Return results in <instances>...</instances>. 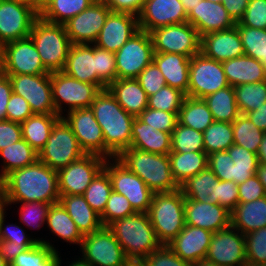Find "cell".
<instances>
[{"mask_svg":"<svg viewBox=\"0 0 266 266\" xmlns=\"http://www.w3.org/2000/svg\"><path fill=\"white\" fill-rule=\"evenodd\" d=\"M126 266H148L144 259H130Z\"/></svg>","mask_w":266,"mask_h":266,"instance_id":"09005b40","label":"cell"},{"mask_svg":"<svg viewBox=\"0 0 266 266\" xmlns=\"http://www.w3.org/2000/svg\"><path fill=\"white\" fill-rule=\"evenodd\" d=\"M2 46L0 45V74L2 73Z\"/></svg>","mask_w":266,"mask_h":266,"instance_id":"5803f987","label":"cell"},{"mask_svg":"<svg viewBox=\"0 0 266 266\" xmlns=\"http://www.w3.org/2000/svg\"><path fill=\"white\" fill-rule=\"evenodd\" d=\"M95 0H53L39 16L50 23L65 24L88 8Z\"/></svg>","mask_w":266,"mask_h":266,"instance_id":"b9f144b4","label":"cell"},{"mask_svg":"<svg viewBox=\"0 0 266 266\" xmlns=\"http://www.w3.org/2000/svg\"><path fill=\"white\" fill-rule=\"evenodd\" d=\"M241 114L253 111L266 102V80L233 87Z\"/></svg>","mask_w":266,"mask_h":266,"instance_id":"7dc6e473","label":"cell"},{"mask_svg":"<svg viewBox=\"0 0 266 266\" xmlns=\"http://www.w3.org/2000/svg\"><path fill=\"white\" fill-rule=\"evenodd\" d=\"M92 45L72 44L62 71L72 78L95 84L103 90L107 85L96 74L95 45Z\"/></svg>","mask_w":266,"mask_h":266,"instance_id":"4316f807","label":"cell"},{"mask_svg":"<svg viewBox=\"0 0 266 266\" xmlns=\"http://www.w3.org/2000/svg\"><path fill=\"white\" fill-rule=\"evenodd\" d=\"M150 36L154 52L176 53L189 58L201 52V36L189 22L156 28Z\"/></svg>","mask_w":266,"mask_h":266,"instance_id":"30bf717a","label":"cell"},{"mask_svg":"<svg viewBox=\"0 0 266 266\" xmlns=\"http://www.w3.org/2000/svg\"><path fill=\"white\" fill-rule=\"evenodd\" d=\"M186 94L181 90L165 85L148 97V108L167 112H179Z\"/></svg>","mask_w":266,"mask_h":266,"instance_id":"f907efd6","label":"cell"},{"mask_svg":"<svg viewBox=\"0 0 266 266\" xmlns=\"http://www.w3.org/2000/svg\"><path fill=\"white\" fill-rule=\"evenodd\" d=\"M29 36L45 69L49 73L62 71L72 46L64 25L47 22L39 16L34 21Z\"/></svg>","mask_w":266,"mask_h":266,"instance_id":"8992f818","label":"cell"},{"mask_svg":"<svg viewBox=\"0 0 266 266\" xmlns=\"http://www.w3.org/2000/svg\"><path fill=\"white\" fill-rule=\"evenodd\" d=\"M214 122L213 116L204 99L186 96L178 112V123L199 132Z\"/></svg>","mask_w":266,"mask_h":266,"instance_id":"d590c367","label":"cell"},{"mask_svg":"<svg viewBox=\"0 0 266 266\" xmlns=\"http://www.w3.org/2000/svg\"><path fill=\"white\" fill-rule=\"evenodd\" d=\"M59 202L83 236L92 234L103 226L100 215L91 208L83 195H60Z\"/></svg>","mask_w":266,"mask_h":266,"instance_id":"d6a6232c","label":"cell"},{"mask_svg":"<svg viewBox=\"0 0 266 266\" xmlns=\"http://www.w3.org/2000/svg\"><path fill=\"white\" fill-rule=\"evenodd\" d=\"M247 265L266 263V226L245 235Z\"/></svg>","mask_w":266,"mask_h":266,"instance_id":"f5cc1de1","label":"cell"},{"mask_svg":"<svg viewBox=\"0 0 266 266\" xmlns=\"http://www.w3.org/2000/svg\"><path fill=\"white\" fill-rule=\"evenodd\" d=\"M110 12V8L102 0H95L63 24L72 44H93Z\"/></svg>","mask_w":266,"mask_h":266,"instance_id":"d6986e66","label":"cell"},{"mask_svg":"<svg viewBox=\"0 0 266 266\" xmlns=\"http://www.w3.org/2000/svg\"><path fill=\"white\" fill-rule=\"evenodd\" d=\"M0 184L8 204L18 202H59L58 173L37 160L34 164L9 173Z\"/></svg>","mask_w":266,"mask_h":266,"instance_id":"6da1fadb","label":"cell"},{"mask_svg":"<svg viewBox=\"0 0 266 266\" xmlns=\"http://www.w3.org/2000/svg\"><path fill=\"white\" fill-rule=\"evenodd\" d=\"M2 73L5 75L50 74L30 36L2 45Z\"/></svg>","mask_w":266,"mask_h":266,"instance_id":"9a60e30c","label":"cell"},{"mask_svg":"<svg viewBox=\"0 0 266 266\" xmlns=\"http://www.w3.org/2000/svg\"><path fill=\"white\" fill-rule=\"evenodd\" d=\"M192 266H218L216 263L207 260L206 258L199 260L198 262L192 264Z\"/></svg>","mask_w":266,"mask_h":266,"instance_id":"979ff035","label":"cell"},{"mask_svg":"<svg viewBox=\"0 0 266 266\" xmlns=\"http://www.w3.org/2000/svg\"><path fill=\"white\" fill-rule=\"evenodd\" d=\"M185 224L211 232L231 226L230 212L216 203L200 202L185 198Z\"/></svg>","mask_w":266,"mask_h":266,"instance_id":"603a6c76","label":"cell"},{"mask_svg":"<svg viewBox=\"0 0 266 266\" xmlns=\"http://www.w3.org/2000/svg\"><path fill=\"white\" fill-rule=\"evenodd\" d=\"M138 30L137 16L111 11L93 44L116 53Z\"/></svg>","mask_w":266,"mask_h":266,"instance_id":"7402d4cb","label":"cell"},{"mask_svg":"<svg viewBox=\"0 0 266 266\" xmlns=\"http://www.w3.org/2000/svg\"><path fill=\"white\" fill-rule=\"evenodd\" d=\"M22 138L21 124L14 121H0V150L20 141Z\"/></svg>","mask_w":266,"mask_h":266,"instance_id":"003e7915","label":"cell"},{"mask_svg":"<svg viewBox=\"0 0 266 266\" xmlns=\"http://www.w3.org/2000/svg\"><path fill=\"white\" fill-rule=\"evenodd\" d=\"M201 53L221 63L243 56L244 49L237 25L227 30L203 35L201 37Z\"/></svg>","mask_w":266,"mask_h":266,"instance_id":"484cf974","label":"cell"},{"mask_svg":"<svg viewBox=\"0 0 266 266\" xmlns=\"http://www.w3.org/2000/svg\"><path fill=\"white\" fill-rule=\"evenodd\" d=\"M20 1H24V2H27L33 5L36 8L38 14H40V1L41 0H20Z\"/></svg>","mask_w":266,"mask_h":266,"instance_id":"deb4b68c","label":"cell"},{"mask_svg":"<svg viewBox=\"0 0 266 266\" xmlns=\"http://www.w3.org/2000/svg\"><path fill=\"white\" fill-rule=\"evenodd\" d=\"M214 203L231 212L239 203L238 185L233 181L218 180L214 183Z\"/></svg>","mask_w":266,"mask_h":266,"instance_id":"6f0895ef","label":"cell"},{"mask_svg":"<svg viewBox=\"0 0 266 266\" xmlns=\"http://www.w3.org/2000/svg\"><path fill=\"white\" fill-rule=\"evenodd\" d=\"M222 65L232 87L266 80V67L255 58L243 55L222 62Z\"/></svg>","mask_w":266,"mask_h":266,"instance_id":"f546056e","label":"cell"},{"mask_svg":"<svg viewBox=\"0 0 266 266\" xmlns=\"http://www.w3.org/2000/svg\"><path fill=\"white\" fill-rule=\"evenodd\" d=\"M8 200L6 197V192L4 187L0 184V222L3 217H5V207L8 206Z\"/></svg>","mask_w":266,"mask_h":266,"instance_id":"11e5206c","label":"cell"},{"mask_svg":"<svg viewBox=\"0 0 266 266\" xmlns=\"http://www.w3.org/2000/svg\"><path fill=\"white\" fill-rule=\"evenodd\" d=\"M46 222L51 231L61 239L81 245L84 236L60 202L51 205Z\"/></svg>","mask_w":266,"mask_h":266,"instance_id":"f35d334b","label":"cell"},{"mask_svg":"<svg viewBox=\"0 0 266 266\" xmlns=\"http://www.w3.org/2000/svg\"><path fill=\"white\" fill-rule=\"evenodd\" d=\"M62 116L71 127L80 147L86 154H97L105 157V142L102 128L95 119L91 108H80Z\"/></svg>","mask_w":266,"mask_h":266,"instance_id":"ffe728a7","label":"cell"},{"mask_svg":"<svg viewBox=\"0 0 266 266\" xmlns=\"http://www.w3.org/2000/svg\"><path fill=\"white\" fill-rule=\"evenodd\" d=\"M168 156L172 176L179 186L208 167V155L205 151L170 152Z\"/></svg>","mask_w":266,"mask_h":266,"instance_id":"e575fe53","label":"cell"},{"mask_svg":"<svg viewBox=\"0 0 266 266\" xmlns=\"http://www.w3.org/2000/svg\"><path fill=\"white\" fill-rule=\"evenodd\" d=\"M187 22L180 0H145L138 16L139 29L148 33L156 28Z\"/></svg>","mask_w":266,"mask_h":266,"instance_id":"44dd1931","label":"cell"},{"mask_svg":"<svg viewBox=\"0 0 266 266\" xmlns=\"http://www.w3.org/2000/svg\"><path fill=\"white\" fill-rule=\"evenodd\" d=\"M223 6L235 22L243 17L249 0H222Z\"/></svg>","mask_w":266,"mask_h":266,"instance_id":"8c879c8a","label":"cell"},{"mask_svg":"<svg viewBox=\"0 0 266 266\" xmlns=\"http://www.w3.org/2000/svg\"><path fill=\"white\" fill-rule=\"evenodd\" d=\"M80 247L82 259L92 266H126L129 260L107 226L84 235Z\"/></svg>","mask_w":266,"mask_h":266,"instance_id":"7c38bea8","label":"cell"},{"mask_svg":"<svg viewBox=\"0 0 266 266\" xmlns=\"http://www.w3.org/2000/svg\"><path fill=\"white\" fill-rule=\"evenodd\" d=\"M69 266H92V265L83 260L82 258H80V260L72 262L71 265L69 264Z\"/></svg>","mask_w":266,"mask_h":266,"instance_id":"67dfc351","label":"cell"},{"mask_svg":"<svg viewBox=\"0 0 266 266\" xmlns=\"http://www.w3.org/2000/svg\"><path fill=\"white\" fill-rule=\"evenodd\" d=\"M234 162L233 182L237 185L256 174L259 165L256 153L233 144L226 150Z\"/></svg>","mask_w":266,"mask_h":266,"instance_id":"ee69618b","label":"cell"},{"mask_svg":"<svg viewBox=\"0 0 266 266\" xmlns=\"http://www.w3.org/2000/svg\"><path fill=\"white\" fill-rule=\"evenodd\" d=\"M256 175L260 182L263 184L264 190L266 192V164H260L257 167Z\"/></svg>","mask_w":266,"mask_h":266,"instance_id":"2a66077c","label":"cell"},{"mask_svg":"<svg viewBox=\"0 0 266 266\" xmlns=\"http://www.w3.org/2000/svg\"><path fill=\"white\" fill-rule=\"evenodd\" d=\"M39 17L36 8L20 0H0V45L28 37Z\"/></svg>","mask_w":266,"mask_h":266,"instance_id":"5bb4252c","label":"cell"},{"mask_svg":"<svg viewBox=\"0 0 266 266\" xmlns=\"http://www.w3.org/2000/svg\"><path fill=\"white\" fill-rule=\"evenodd\" d=\"M213 232L185 224L180 233L168 244L172 251L191 265L206 258Z\"/></svg>","mask_w":266,"mask_h":266,"instance_id":"d4e9b609","label":"cell"},{"mask_svg":"<svg viewBox=\"0 0 266 266\" xmlns=\"http://www.w3.org/2000/svg\"><path fill=\"white\" fill-rule=\"evenodd\" d=\"M187 22H189L202 37L203 35L227 30L236 25V22L228 14L222 2H211L201 0L187 14Z\"/></svg>","mask_w":266,"mask_h":266,"instance_id":"cb8c5ba5","label":"cell"},{"mask_svg":"<svg viewBox=\"0 0 266 266\" xmlns=\"http://www.w3.org/2000/svg\"><path fill=\"white\" fill-rule=\"evenodd\" d=\"M230 86L223 65L199 52L191 57L188 97L203 99L207 95Z\"/></svg>","mask_w":266,"mask_h":266,"instance_id":"8fae6325","label":"cell"},{"mask_svg":"<svg viewBox=\"0 0 266 266\" xmlns=\"http://www.w3.org/2000/svg\"><path fill=\"white\" fill-rule=\"evenodd\" d=\"M206 259L218 266H247L245 235L232 226L213 232Z\"/></svg>","mask_w":266,"mask_h":266,"instance_id":"ac0fdd59","label":"cell"},{"mask_svg":"<svg viewBox=\"0 0 266 266\" xmlns=\"http://www.w3.org/2000/svg\"><path fill=\"white\" fill-rule=\"evenodd\" d=\"M136 79L139 81L148 97L167 85L162 72L154 61L147 65Z\"/></svg>","mask_w":266,"mask_h":266,"instance_id":"91938a15","label":"cell"},{"mask_svg":"<svg viewBox=\"0 0 266 266\" xmlns=\"http://www.w3.org/2000/svg\"><path fill=\"white\" fill-rule=\"evenodd\" d=\"M7 120L18 123L24 122L33 115L29 103L18 94L12 92L7 105Z\"/></svg>","mask_w":266,"mask_h":266,"instance_id":"be15d7a7","label":"cell"},{"mask_svg":"<svg viewBox=\"0 0 266 266\" xmlns=\"http://www.w3.org/2000/svg\"><path fill=\"white\" fill-rule=\"evenodd\" d=\"M239 23L245 27L266 29V0H249Z\"/></svg>","mask_w":266,"mask_h":266,"instance_id":"94428289","label":"cell"},{"mask_svg":"<svg viewBox=\"0 0 266 266\" xmlns=\"http://www.w3.org/2000/svg\"><path fill=\"white\" fill-rule=\"evenodd\" d=\"M231 226L243 235L266 226V196L251 202H239L230 212Z\"/></svg>","mask_w":266,"mask_h":266,"instance_id":"1f68e13d","label":"cell"},{"mask_svg":"<svg viewBox=\"0 0 266 266\" xmlns=\"http://www.w3.org/2000/svg\"><path fill=\"white\" fill-rule=\"evenodd\" d=\"M154 48L150 33L139 29L115 53L117 79L137 78L153 61Z\"/></svg>","mask_w":266,"mask_h":266,"instance_id":"4fadbf2b","label":"cell"},{"mask_svg":"<svg viewBox=\"0 0 266 266\" xmlns=\"http://www.w3.org/2000/svg\"><path fill=\"white\" fill-rule=\"evenodd\" d=\"M95 64L97 76L108 86L117 79L115 53L95 45Z\"/></svg>","mask_w":266,"mask_h":266,"instance_id":"11a10c76","label":"cell"},{"mask_svg":"<svg viewBox=\"0 0 266 266\" xmlns=\"http://www.w3.org/2000/svg\"><path fill=\"white\" fill-rule=\"evenodd\" d=\"M116 158L131 172L138 175L153 193L172 192L180 189L172 176L168 155L154 154L128 147Z\"/></svg>","mask_w":266,"mask_h":266,"instance_id":"3957f363","label":"cell"},{"mask_svg":"<svg viewBox=\"0 0 266 266\" xmlns=\"http://www.w3.org/2000/svg\"><path fill=\"white\" fill-rule=\"evenodd\" d=\"M205 151L203 132L177 124L171 134V152Z\"/></svg>","mask_w":266,"mask_h":266,"instance_id":"681fc988","label":"cell"},{"mask_svg":"<svg viewBox=\"0 0 266 266\" xmlns=\"http://www.w3.org/2000/svg\"><path fill=\"white\" fill-rule=\"evenodd\" d=\"M239 202H251L266 196L263 184L257 175L238 185Z\"/></svg>","mask_w":266,"mask_h":266,"instance_id":"e7e4bbea","label":"cell"},{"mask_svg":"<svg viewBox=\"0 0 266 266\" xmlns=\"http://www.w3.org/2000/svg\"><path fill=\"white\" fill-rule=\"evenodd\" d=\"M232 127L234 132V144L257 154L264 132L257 128L251 120L243 114H240L232 122Z\"/></svg>","mask_w":266,"mask_h":266,"instance_id":"f6af8a7d","label":"cell"},{"mask_svg":"<svg viewBox=\"0 0 266 266\" xmlns=\"http://www.w3.org/2000/svg\"><path fill=\"white\" fill-rule=\"evenodd\" d=\"M53 0H41L40 1V13L52 2Z\"/></svg>","mask_w":266,"mask_h":266,"instance_id":"b62a3aed","label":"cell"},{"mask_svg":"<svg viewBox=\"0 0 266 266\" xmlns=\"http://www.w3.org/2000/svg\"><path fill=\"white\" fill-rule=\"evenodd\" d=\"M212 113L214 121L232 123L241 113L236 104L232 86L220 89L203 98Z\"/></svg>","mask_w":266,"mask_h":266,"instance_id":"74e56055","label":"cell"},{"mask_svg":"<svg viewBox=\"0 0 266 266\" xmlns=\"http://www.w3.org/2000/svg\"><path fill=\"white\" fill-rule=\"evenodd\" d=\"M58 252L43 240L15 257L10 266H60Z\"/></svg>","mask_w":266,"mask_h":266,"instance_id":"60d3db41","label":"cell"},{"mask_svg":"<svg viewBox=\"0 0 266 266\" xmlns=\"http://www.w3.org/2000/svg\"><path fill=\"white\" fill-rule=\"evenodd\" d=\"M112 12L129 13L139 16L145 0H102Z\"/></svg>","mask_w":266,"mask_h":266,"instance_id":"a7ac6f4b","label":"cell"},{"mask_svg":"<svg viewBox=\"0 0 266 266\" xmlns=\"http://www.w3.org/2000/svg\"><path fill=\"white\" fill-rule=\"evenodd\" d=\"M208 167L218 177V180L233 181L234 162L227 151L209 154Z\"/></svg>","mask_w":266,"mask_h":266,"instance_id":"680465c9","label":"cell"},{"mask_svg":"<svg viewBox=\"0 0 266 266\" xmlns=\"http://www.w3.org/2000/svg\"><path fill=\"white\" fill-rule=\"evenodd\" d=\"M36 244H16L14 241L0 240V254L4 260L10 265L17 255L24 252L28 248Z\"/></svg>","mask_w":266,"mask_h":266,"instance_id":"89a4df30","label":"cell"},{"mask_svg":"<svg viewBox=\"0 0 266 266\" xmlns=\"http://www.w3.org/2000/svg\"><path fill=\"white\" fill-rule=\"evenodd\" d=\"M244 55L255 58L266 67V29L242 26L236 22Z\"/></svg>","mask_w":266,"mask_h":266,"instance_id":"bcb514c9","label":"cell"},{"mask_svg":"<svg viewBox=\"0 0 266 266\" xmlns=\"http://www.w3.org/2000/svg\"><path fill=\"white\" fill-rule=\"evenodd\" d=\"M61 117L58 114H33L21 124L22 138L39 153L48 141L53 126Z\"/></svg>","mask_w":266,"mask_h":266,"instance_id":"836d02e7","label":"cell"},{"mask_svg":"<svg viewBox=\"0 0 266 266\" xmlns=\"http://www.w3.org/2000/svg\"><path fill=\"white\" fill-rule=\"evenodd\" d=\"M85 154L71 127L61 117L53 126L47 143L38 153V160L58 171Z\"/></svg>","mask_w":266,"mask_h":266,"instance_id":"52a82bcc","label":"cell"},{"mask_svg":"<svg viewBox=\"0 0 266 266\" xmlns=\"http://www.w3.org/2000/svg\"><path fill=\"white\" fill-rule=\"evenodd\" d=\"M0 266H10L0 254Z\"/></svg>","mask_w":266,"mask_h":266,"instance_id":"603ad722","label":"cell"},{"mask_svg":"<svg viewBox=\"0 0 266 266\" xmlns=\"http://www.w3.org/2000/svg\"><path fill=\"white\" fill-rule=\"evenodd\" d=\"M217 181L218 177L207 167L183 182L180 190L190 200L214 203V183Z\"/></svg>","mask_w":266,"mask_h":266,"instance_id":"ab89813d","label":"cell"},{"mask_svg":"<svg viewBox=\"0 0 266 266\" xmlns=\"http://www.w3.org/2000/svg\"><path fill=\"white\" fill-rule=\"evenodd\" d=\"M107 89L121 107L135 117L148 106V96L136 78L116 79Z\"/></svg>","mask_w":266,"mask_h":266,"instance_id":"83f0119b","label":"cell"},{"mask_svg":"<svg viewBox=\"0 0 266 266\" xmlns=\"http://www.w3.org/2000/svg\"><path fill=\"white\" fill-rule=\"evenodd\" d=\"M4 217L0 222V240L1 241H14L16 244H37L42 240L32 239L25 235V232L17 225L4 226ZM12 228V229H11Z\"/></svg>","mask_w":266,"mask_h":266,"instance_id":"03108f58","label":"cell"},{"mask_svg":"<svg viewBox=\"0 0 266 266\" xmlns=\"http://www.w3.org/2000/svg\"><path fill=\"white\" fill-rule=\"evenodd\" d=\"M0 156L5 164L1 169L0 182L12 171L32 165L38 160V153L24 139L1 149Z\"/></svg>","mask_w":266,"mask_h":266,"instance_id":"8d00e7d4","label":"cell"},{"mask_svg":"<svg viewBox=\"0 0 266 266\" xmlns=\"http://www.w3.org/2000/svg\"><path fill=\"white\" fill-rule=\"evenodd\" d=\"M144 260L148 266H192L189 262L177 256L168 245H160Z\"/></svg>","mask_w":266,"mask_h":266,"instance_id":"6125c7cd","label":"cell"},{"mask_svg":"<svg viewBox=\"0 0 266 266\" xmlns=\"http://www.w3.org/2000/svg\"><path fill=\"white\" fill-rule=\"evenodd\" d=\"M20 219L26 226L39 228L44 224L52 204L45 202H20ZM35 223V224H33ZM32 224V225H31Z\"/></svg>","mask_w":266,"mask_h":266,"instance_id":"9f6ffc18","label":"cell"},{"mask_svg":"<svg viewBox=\"0 0 266 266\" xmlns=\"http://www.w3.org/2000/svg\"><path fill=\"white\" fill-rule=\"evenodd\" d=\"M106 158L97 154H85L79 160L59 169L60 195H83L95 176L103 169Z\"/></svg>","mask_w":266,"mask_h":266,"instance_id":"2e32d148","label":"cell"},{"mask_svg":"<svg viewBox=\"0 0 266 266\" xmlns=\"http://www.w3.org/2000/svg\"><path fill=\"white\" fill-rule=\"evenodd\" d=\"M90 108L102 128L105 158L109 157L113 162L115 157L131 145L135 116L127 113L107 88L96 95Z\"/></svg>","mask_w":266,"mask_h":266,"instance_id":"7a4b0ae2","label":"cell"},{"mask_svg":"<svg viewBox=\"0 0 266 266\" xmlns=\"http://www.w3.org/2000/svg\"><path fill=\"white\" fill-rule=\"evenodd\" d=\"M184 6L186 13L188 14L193 7L197 5L201 0H180Z\"/></svg>","mask_w":266,"mask_h":266,"instance_id":"b9fcfbb0","label":"cell"},{"mask_svg":"<svg viewBox=\"0 0 266 266\" xmlns=\"http://www.w3.org/2000/svg\"><path fill=\"white\" fill-rule=\"evenodd\" d=\"M12 84L9 76L0 74V121L7 120V105L12 94Z\"/></svg>","mask_w":266,"mask_h":266,"instance_id":"2644e50d","label":"cell"},{"mask_svg":"<svg viewBox=\"0 0 266 266\" xmlns=\"http://www.w3.org/2000/svg\"><path fill=\"white\" fill-rule=\"evenodd\" d=\"M12 91L21 95L30 105L33 114H56L52 99L51 73L40 75H7Z\"/></svg>","mask_w":266,"mask_h":266,"instance_id":"e0dca14e","label":"cell"},{"mask_svg":"<svg viewBox=\"0 0 266 266\" xmlns=\"http://www.w3.org/2000/svg\"><path fill=\"white\" fill-rule=\"evenodd\" d=\"M257 156L260 164H266V132H264Z\"/></svg>","mask_w":266,"mask_h":266,"instance_id":"34e18365","label":"cell"},{"mask_svg":"<svg viewBox=\"0 0 266 266\" xmlns=\"http://www.w3.org/2000/svg\"><path fill=\"white\" fill-rule=\"evenodd\" d=\"M188 56L176 53L154 52L153 61L156 63L168 86L177 88L188 96L189 67Z\"/></svg>","mask_w":266,"mask_h":266,"instance_id":"f1b7e54d","label":"cell"},{"mask_svg":"<svg viewBox=\"0 0 266 266\" xmlns=\"http://www.w3.org/2000/svg\"><path fill=\"white\" fill-rule=\"evenodd\" d=\"M114 159L112 164L107 158L103 167L110 177L113 191L124 195L135 212L147 213L154 193L138 175L131 172L116 157Z\"/></svg>","mask_w":266,"mask_h":266,"instance_id":"ba28073f","label":"cell"},{"mask_svg":"<svg viewBox=\"0 0 266 266\" xmlns=\"http://www.w3.org/2000/svg\"><path fill=\"white\" fill-rule=\"evenodd\" d=\"M120 243L126 257L144 259L161 244L158 242L148 213H135L107 226Z\"/></svg>","mask_w":266,"mask_h":266,"instance_id":"277c9868","label":"cell"},{"mask_svg":"<svg viewBox=\"0 0 266 266\" xmlns=\"http://www.w3.org/2000/svg\"><path fill=\"white\" fill-rule=\"evenodd\" d=\"M184 205L185 197L180 189L153 194L147 213L161 245H168L184 228Z\"/></svg>","mask_w":266,"mask_h":266,"instance_id":"5b68a950","label":"cell"},{"mask_svg":"<svg viewBox=\"0 0 266 266\" xmlns=\"http://www.w3.org/2000/svg\"><path fill=\"white\" fill-rule=\"evenodd\" d=\"M130 147L154 154L168 155L171 152V134L157 131L135 117Z\"/></svg>","mask_w":266,"mask_h":266,"instance_id":"4dcf8cb0","label":"cell"},{"mask_svg":"<svg viewBox=\"0 0 266 266\" xmlns=\"http://www.w3.org/2000/svg\"><path fill=\"white\" fill-rule=\"evenodd\" d=\"M261 131L266 132V102L257 109L245 114Z\"/></svg>","mask_w":266,"mask_h":266,"instance_id":"753ad0ef","label":"cell"},{"mask_svg":"<svg viewBox=\"0 0 266 266\" xmlns=\"http://www.w3.org/2000/svg\"><path fill=\"white\" fill-rule=\"evenodd\" d=\"M203 141L207 155L216 151H226L234 144L232 123L214 121L203 132Z\"/></svg>","mask_w":266,"mask_h":266,"instance_id":"7bdbcfd3","label":"cell"},{"mask_svg":"<svg viewBox=\"0 0 266 266\" xmlns=\"http://www.w3.org/2000/svg\"><path fill=\"white\" fill-rule=\"evenodd\" d=\"M135 213L128 199L124 195L112 190L106 207L100 215V220L103 226H108L115 220L131 216Z\"/></svg>","mask_w":266,"mask_h":266,"instance_id":"816d5d0a","label":"cell"},{"mask_svg":"<svg viewBox=\"0 0 266 266\" xmlns=\"http://www.w3.org/2000/svg\"><path fill=\"white\" fill-rule=\"evenodd\" d=\"M138 118L151 125L157 131H163L172 134L178 124V112H167L146 108Z\"/></svg>","mask_w":266,"mask_h":266,"instance_id":"db71d44e","label":"cell"},{"mask_svg":"<svg viewBox=\"0 0 266 266\" xmlns=\"http://www.w3.org/2000/svg\"><path fill=\"white\" fill-rule=\"evenodd\" d=\"M52 99L56 114L63 115L62 103L69 105V111L90 108L101 89L91 83L81 82L66 75L63 71L51 73Z\"/></svg>","mask_w":266,"mask_h":266,"instance_id":"9c48e42d","label":"cell"},{"mask_svg":"<svg viewBox=\"0 0 266 266\" xmlns=\"http://www.w3.org/2000/svg\"><path fill=\"white\" fill-rule=\"evenodd\" d=\"M112 190L110 177L108 173L102 169L92 180L83 196L91 208L101 215Z\"/></svg>","mask_w":266,"mask_h":266,"instance_id":"c3c4849f","label":"cell"}]
</instances>
